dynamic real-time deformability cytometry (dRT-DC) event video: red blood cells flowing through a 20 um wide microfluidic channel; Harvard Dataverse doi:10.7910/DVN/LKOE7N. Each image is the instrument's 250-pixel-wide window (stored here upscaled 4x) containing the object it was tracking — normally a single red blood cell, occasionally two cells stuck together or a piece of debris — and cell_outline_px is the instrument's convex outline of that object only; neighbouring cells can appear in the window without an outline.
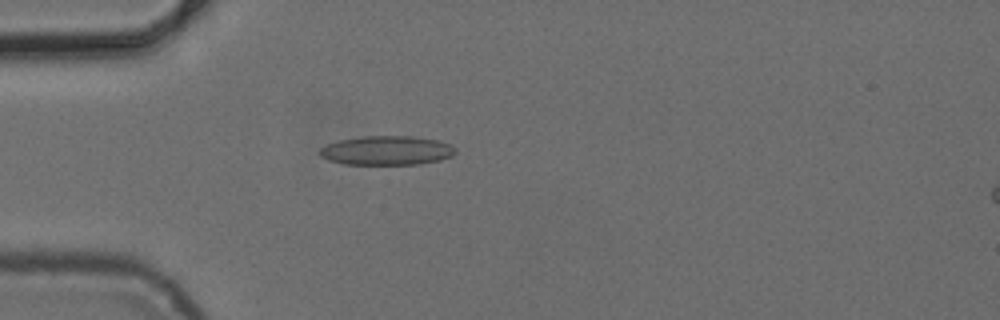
{"species": "common noctule bat (a hibernating species)", "species_latin": "Nyctalus noctula", "temperature_condition": "cold", "stored_images_in_passage": 2, "camera_frame_rate_fps": 3000, "um_per_image_px": 0.085, "animal": {"sex": "female", "body_mass_g": 24.6, "forearm_length_mm": 56.2}, "frame": {"image": 1, "passage_image": 2, "time_ms": 1.333, "image_size_px": [1000, 320], "cell_outline_px": [[456, 152], [452, 156], [440, 160], [420, 164], [344, 164], [328, 160], [320, 156], [316, 152], [320, 148], [328, 144], [340, 140], [364, 136], [412, 136], [440, 140], [452, 144], [456, 148]], "centroid_in_image_um": [32.9, 12.79], "position_along_channel_um": 52.1, "area_um2": 23.29}}